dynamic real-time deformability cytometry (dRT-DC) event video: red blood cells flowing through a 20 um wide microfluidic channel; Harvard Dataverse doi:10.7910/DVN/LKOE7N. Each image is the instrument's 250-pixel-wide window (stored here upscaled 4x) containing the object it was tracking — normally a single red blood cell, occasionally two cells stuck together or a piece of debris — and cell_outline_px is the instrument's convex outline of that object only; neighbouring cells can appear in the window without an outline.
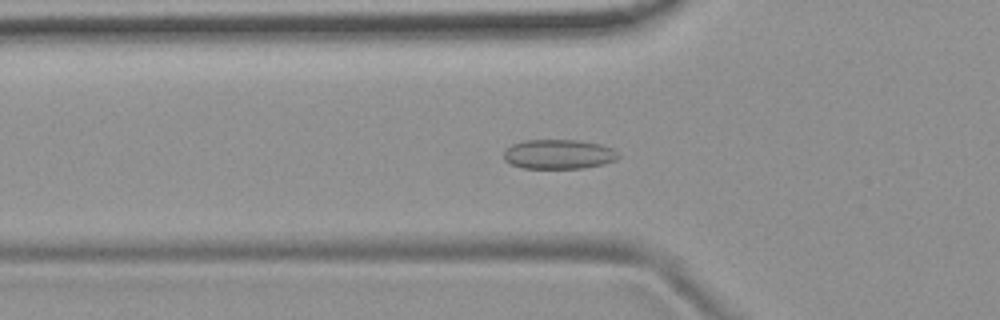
{"species": "common noctule bat (a hibernating species)", "species_latin": "Nyctalus noctula", "temperature_condition": "room temperature", "stored_images_in_passage": 49, "camera_frame_rate_fps": 3000, "um_per_image_px": 0.085, "animal": {"sex": "female", "body_mass_g": 19.9}, "frame": {"image": 1, "passage_image": 13, "time_ms": 4.0, "image_size_px": [1000, 320], "cell_outline_px": [[620, 156], [616, 160], [604, 164], [584, 168], [520, 168], [508, 164], [504, 160], [504, 152], [512, 144], [524, 140], [580, 140], [600, 144], [612, 148]], "centroid_in_image_um": [47.47, 13.11], "position_along_channel_um": 78.3, "area_um2": 19.88}}
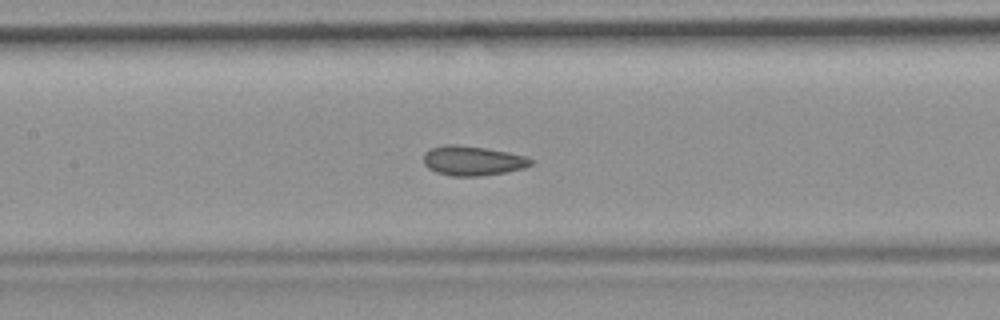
{"frame": {"image": 2, "passage_image": 20, "time_ms": 6.333, "image_size_px": [1000, 320], "cell_outline_px": [[532, 164], [524, 168], [504, 172], [480, 176], [452, 176], [436, 172], [428, 168], [424, 164], [424, 152], [432, 148], [444, 144], [456, 144], [484, 148], [508, 152], [524, 156], [532, 160]], "centroid_in_image_um": [40.14, 13.66], "position_along_channel_um": 167.3, "area_um2": 18.38}}
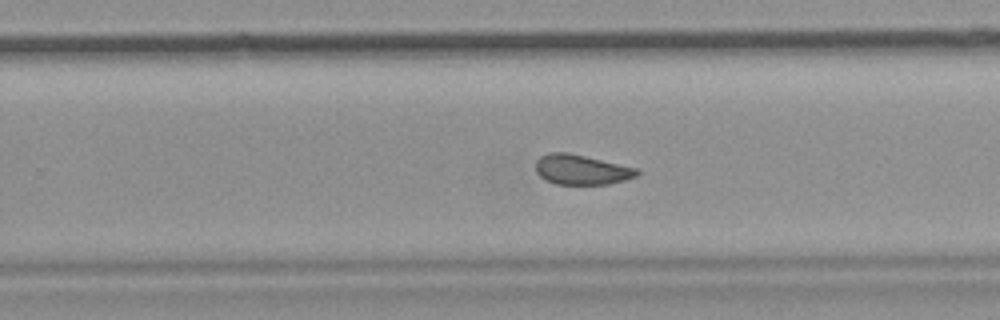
{"frame": {"image": 3, "passage_image": 29, "time_ms": 9.333, "image_size_px": [1000, 320], "cell_outline_px": [[640, 172], [636, 176], [624, 180], [608, 184], [556, 184], [544, 180], [536, 172], [536, 160], [540, 156], [548, 152], [568, 152], [640, 168]], "centroid_in_image_um": [49.43, 14.41], "position_along_channel_um": 280.4, "area_um2": 17.92}}